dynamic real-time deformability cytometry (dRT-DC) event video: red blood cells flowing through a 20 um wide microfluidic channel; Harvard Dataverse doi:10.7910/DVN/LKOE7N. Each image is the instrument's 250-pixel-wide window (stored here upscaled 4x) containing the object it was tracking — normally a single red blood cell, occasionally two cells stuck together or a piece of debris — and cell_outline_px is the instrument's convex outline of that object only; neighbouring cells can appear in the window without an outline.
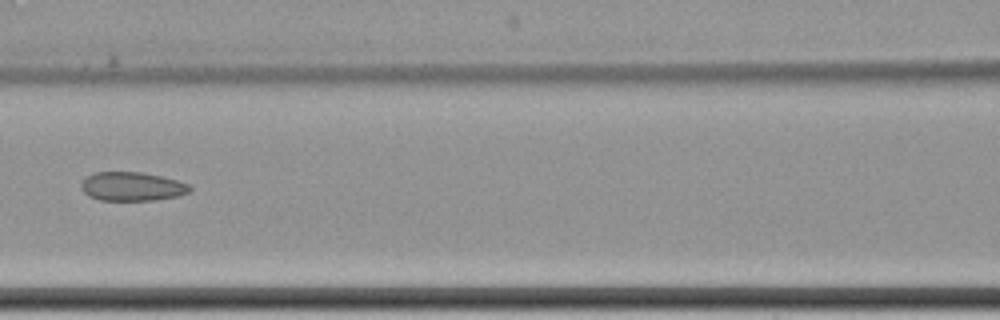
{"species": "common noctule bat (a hibernating species)", "species_latin": "Nyctalus noctula", "temperature_condition": "cold", "stored_images_in_passage": 10, "camera_frame_rate_fps": 3000, "um_per_image_px": 0.085, "animal": {"sex": "female", "body_mass_g": 22.7, "forearm_length_mm": 54.2}, "frame": {"image": 1, "passage_image": 9, "time_ms": 9.667, "image_size_px": [1000, 320], "cell_outline_px": [[192, 188], [188, 192], [180, 196], [152, 200], [100, 200], [88, 196], [80, 188], [80, 184], [92, 172], [144, 172], [176, 180], [188, 184]], "centroid_in_image_um": [11.2, 15.85], "position_along_channel_um": 155.4, "area_um2": 18.26}}
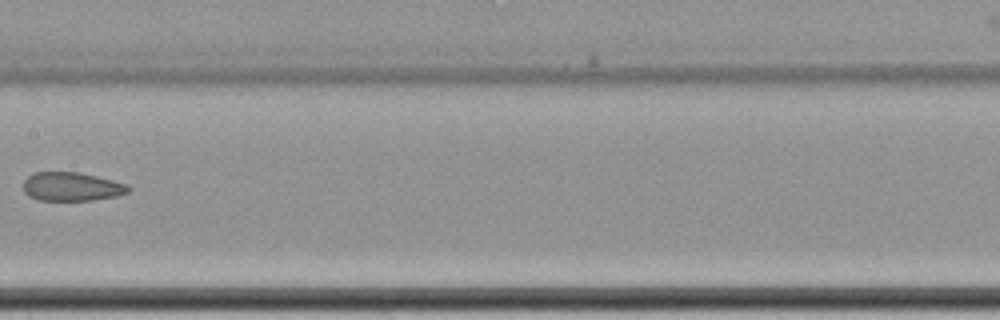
{"frame": {"image": 2, "passage_image": 10, "time_ms": 11.0, "image_size_px": [1000, 320], "cell_outline_px": [[132, 188], [128, 192], [116, 196], [92, 200], [40, 200], [28, 196], [24, 192], [24, 180], [32, 172], [80, 172], [128, 184]], "centroid_in_image_um": [6.09, 15.86], "position_along_channel_um": 201.3, "area_um2": 17.63}}